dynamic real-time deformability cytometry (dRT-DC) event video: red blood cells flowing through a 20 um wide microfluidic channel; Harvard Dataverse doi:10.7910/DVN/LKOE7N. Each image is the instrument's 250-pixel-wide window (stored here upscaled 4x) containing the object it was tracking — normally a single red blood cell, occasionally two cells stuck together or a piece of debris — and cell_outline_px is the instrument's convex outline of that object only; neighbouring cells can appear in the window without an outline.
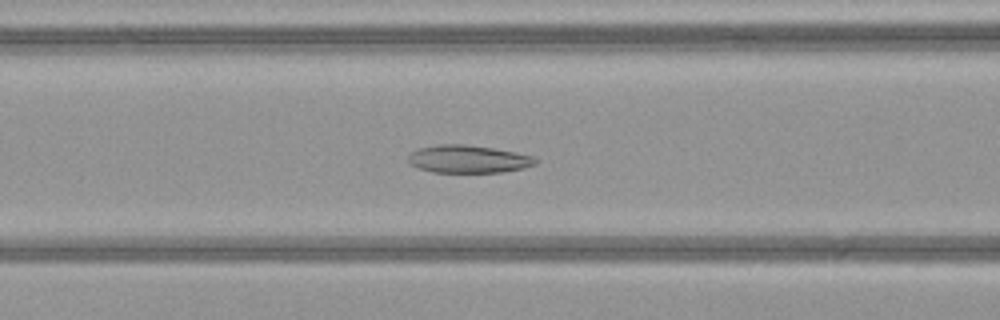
{"species": "common noctule bat (a hibernating species)", "species_latin": "Nyctalus noctula", "temperature_condition": "warm", "stored_images_in_passage": 51, "camera_frame_rate_fps": 3000, "um_per_image_px": 0.085, "animal": {"sex": "female", "body_mass_g": 21.9}, "frame": {"image": 1, "passage_image": 22, "time_ms": 7.0, "image_size_px": [1000, 320], "cell_outline_px": [[540, 160], [536, 164], [524, 168], [500, 172], [432, 172], [408, 164], [408, 156], [412, 152], [420, 148], [436, 144], [464, 144], [492, 148], [516, 152], [532, 156]], "centroid_in_image_um": [39.81, 13.52], "position_along_channel_um": 126.8, "area_um2": 20.58}}
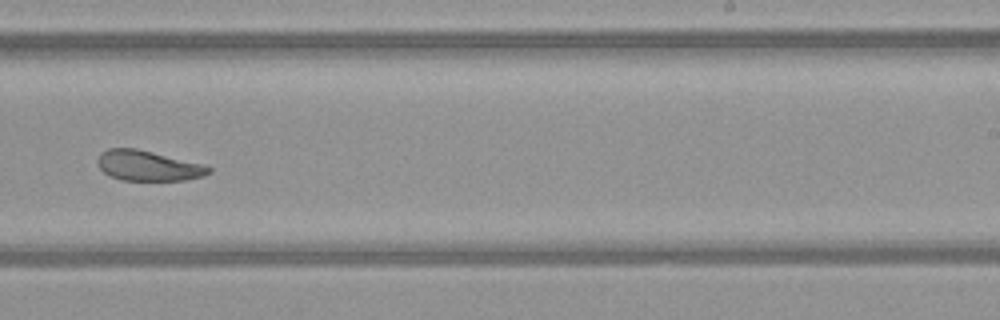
{"frame": {"image": 2, "passage_image": 33, "time_ms": 10.667, "image_size_px": [1000, 320], "cell_outline_px": [[212, 172], [204, 176], [184, 180], [120, 180], [104, 172], [100, 168], [96, 160], [100, 152], [108, 148], [136, 148], [208, 164], [212, 168]], "centroid_in_image_um": [12.64, 14.07], "position_along_channel_um": 276.4, "area_um2": 19.94}}
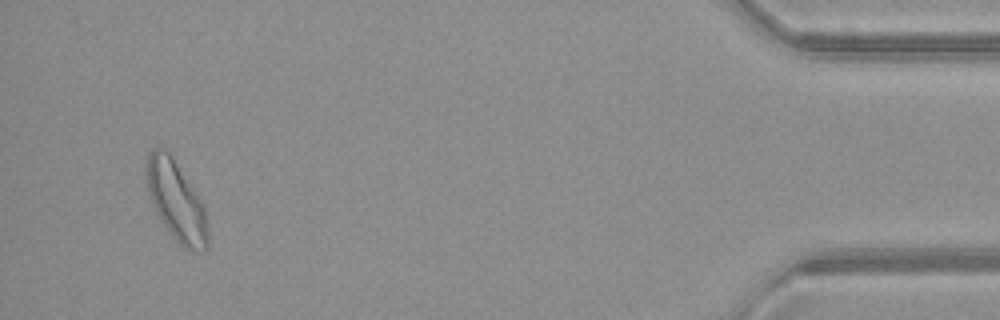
{"frame": {"image": 3, "passage_image": 49, "time_ms": 16.0, "image_size_px": [1000, 320], "cell_outline_px": [[208, 248], [204, 252], [196, 252], [184, 248], [176, 240], [160, 220], [152, 204], [148, 192], [144, 172], [144, 164], [148, 152], [152, 148], [164, 148], [168, 152], [204, 204], [208, 228]], "centroid_in_image_um": [14.96, 17.09], "position_along_channel_um": 420.2, "area_um2": 28.78}, "authors_computed_cell_mechanics": {"area_um2": 23.3512, "velocity_mm_per_s": 4.0809, "shape_relaxation_time_tau1_ms": null, "shape_relaxation_time_tau2_ms": 3.3553, "deformation_change_tau1": null, "deformation_change_tau2": 0.1011}}